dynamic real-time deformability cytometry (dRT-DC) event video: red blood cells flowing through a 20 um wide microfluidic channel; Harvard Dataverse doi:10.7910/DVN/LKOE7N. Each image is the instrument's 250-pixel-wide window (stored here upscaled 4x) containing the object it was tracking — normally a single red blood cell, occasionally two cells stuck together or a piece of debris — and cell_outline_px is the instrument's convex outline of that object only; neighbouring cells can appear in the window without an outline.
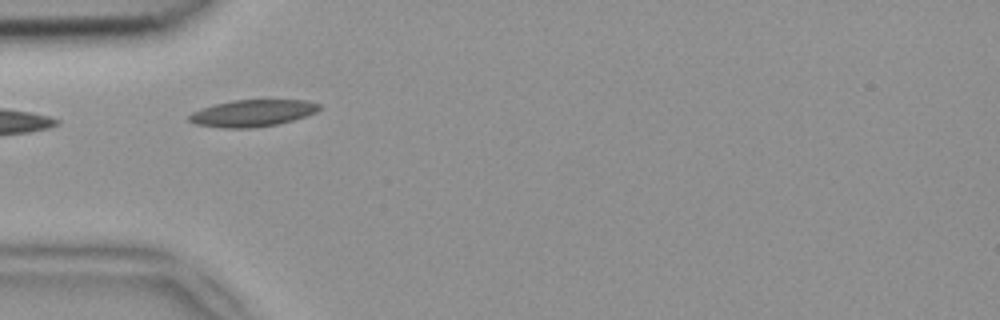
{"species": "common noctule bat (a hibernating species)", "species_latin": "Nyctalus noctula", "temperature_condition": "room temperature", "stored_images_in_passage": 5, "camera_frame_rate_fps": 3000, "um_per_image_px": 0.085, "animal": {"sex": "female", "body_mass_g": 18.4}, "frame": {"image": 1, "passage_image": 1, "time_ms": 0.0, "image_size_px": [1000, 320], "cell_outline_px": [[320, 108], [316, 112], [292, 120], [276, 124], [252, 128], [224, 128], [196, 124], [188, 120], [188, 116], [192, 112], [216, 104], [232, 100], [308, 100], [320, 104]], "centroid_in_image_um": [21.46, 9.61], "position_along_channel_um": 63.5, "area_um2": 20.11}}